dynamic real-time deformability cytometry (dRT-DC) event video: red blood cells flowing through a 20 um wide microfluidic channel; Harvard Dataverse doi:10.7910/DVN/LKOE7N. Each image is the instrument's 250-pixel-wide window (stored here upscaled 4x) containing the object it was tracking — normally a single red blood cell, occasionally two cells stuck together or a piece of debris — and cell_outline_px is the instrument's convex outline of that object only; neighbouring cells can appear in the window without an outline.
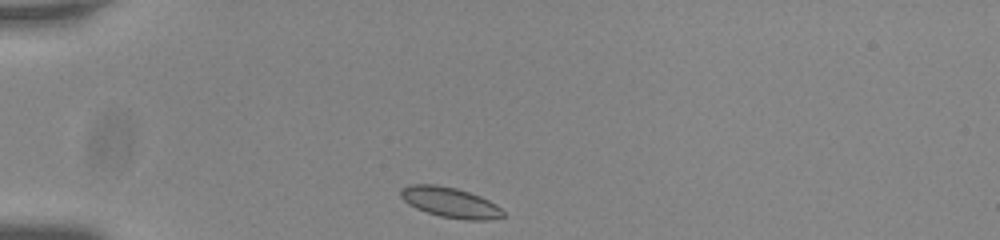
{"species": "common noctule bat (a hibernating species)", "species_latin": "Nyctalus noctula", "temperature_condition": "room temperature", "stored_images_in_passage": 35, "camera_frame_rate_fps": 3000, "um_per_image_px": 0.085, "animal": {"sex": "male", "body_mass_g": 20.0, "forearm_length_mm": 53.3}, "frame": {"image": 1, "passage_image": 1, "time_ms": 0.0, "image_size_px": [1000, 240], "cell_outline_px": [[504, 216], [492, 220], [464, 220], [440, 216], [416, 208], [408, 204], [400, 196], [400, 188], [408, 184], [436, 184], [456, 188], [480, 196], [496, 204], [504, 212]], "centroid_in_image_um": [38.25, 17.2], "position_along_channel_um": 46.7, "area_um2": 18.15}}
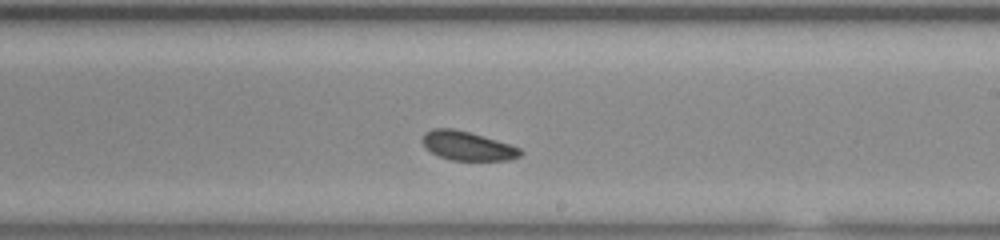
{"frame": {"image": 2, "passage_image": 20, "time_ms": 6.333, "image_size_px": [1000, 240], "cell_outline_px": [[524, 152], [520, 156], [508, 160], [452, 160], [440, 156], [432, 152], [420, 140], [424, 132], [432, 128], [452, 128], [468, 132], [496, 140], [520, 148]], "centroid_in_image_um": [39.72, 12.39], "position_along_channel_um": 249.3, "area_um2": 16.36}}
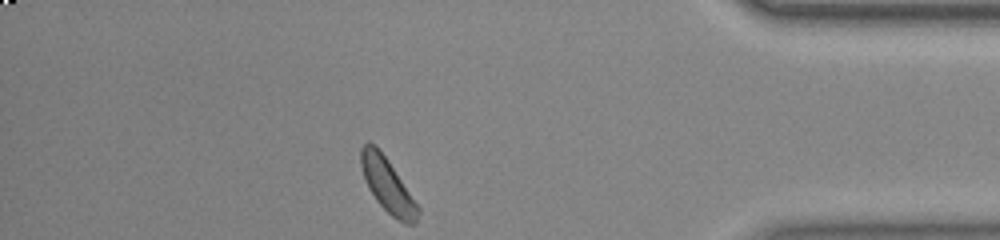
{"frame": {"image": 3, "passage_image": 35, "time_ms": 11.333, "image_size_px": [1000, 240], "cell_outline_px": [[420, 212], [416, 224], [404, 224], [396, 220], [376, 200], [368, 188], [360, 164], [360, 148], [368, 140], [376, 144], [388, 160], [420, 208]], "centroid_in_image_um": [32.94, 15.74], "position_along_channel_um": 402.3, "area_um2": 18.03}, "authors_computed_cell_mechanics": {"area_um2": 17.2822, "velocity_mm_per_s": 3.682, "shape_relaxation_time_tau1_ms": null, "shape_relaxation_time_tau2_ms": 3.1478, "deformation_change_tau1": null, "deformation_change_tau2": 0.0725}}